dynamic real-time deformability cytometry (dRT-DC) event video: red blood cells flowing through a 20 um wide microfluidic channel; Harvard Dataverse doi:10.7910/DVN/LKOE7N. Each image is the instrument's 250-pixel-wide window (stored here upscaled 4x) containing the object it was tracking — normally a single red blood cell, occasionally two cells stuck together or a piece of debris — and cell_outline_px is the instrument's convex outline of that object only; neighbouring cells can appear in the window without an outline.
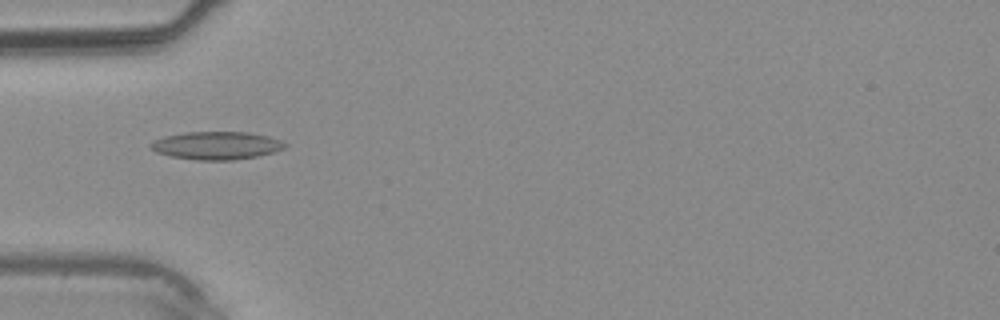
{"species": "common noctule bat (a hibernating species)", "species_latin": "Nyctalus noctula", "temperature_condition": "warm", "stored_images_in_passage": 38, "camera_frame_rate_fps": 3000, "um_per_image_px": 0.085, "animal": {"sex": "male", "body_mass_g": 20.4}, "frame": {"image": 1, "passage_image": 12, "time_ms": 3.667, "image_size_px": [1000, 320], "cell_outline_px": [[288, 144], [284, 148], [260, 156], [232, 160], [196, 160], [172, 156], [156, 152], [148, 144], [152, 140], [164, 136], [184, 132], [248, 132], [268, 136], [280, 140]], "centroid_in_image_um": [18.39, 12.36], "position_along_channel_um": 66.6, "area_um2": 21.91}}
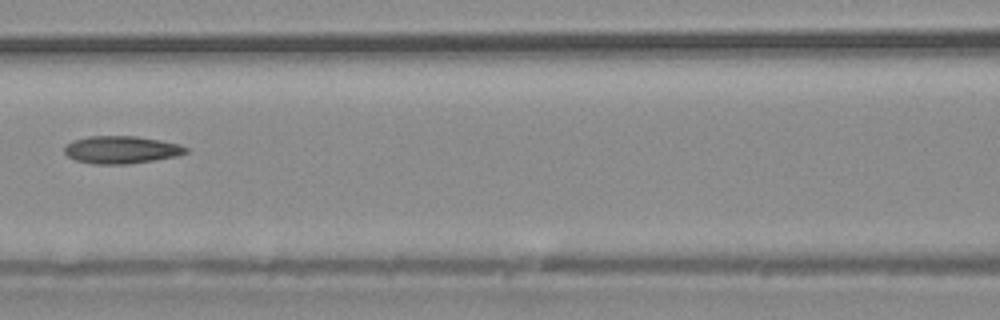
{"frame": {"image": 2, "passage_image": 17, "time_ms": 5.333, "image_size_px": [1000, 320], "cell_outline_px": [[188, 152], [176, 156], [128, 164], [92, 164], [76, 160], [68, 156], [64, 152], [64, 144], [72, 140], [88, 136], [136, 136], [160, 140], [180, 144], [188, 148]], "centroid_in_image_um": [10.28, 12.72], "position_along_channel_um": 156.3, "area_um2": 19.59}}
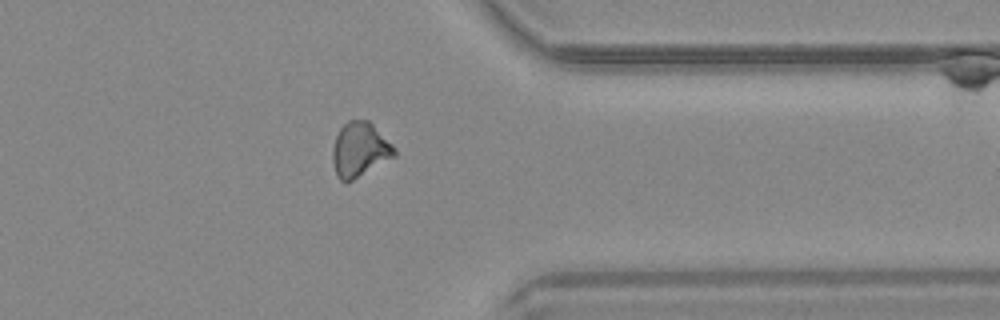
{"frame": {"image": 3, "passage_image": 30, "time_ms": 9.667, "image_size_px": [1000, 320], "cell_outline_px": [[396, 156], [352, 180], [344, 184], [336, 176], [332, 160], [332, 148], [336, 136], [340, 128], [348, 120], [368, 120], [396, 148]], "centroid_in_image_um": [30.56, 12.74], "position_along_channel_um": 380.8, "area_um2": 19.65}}